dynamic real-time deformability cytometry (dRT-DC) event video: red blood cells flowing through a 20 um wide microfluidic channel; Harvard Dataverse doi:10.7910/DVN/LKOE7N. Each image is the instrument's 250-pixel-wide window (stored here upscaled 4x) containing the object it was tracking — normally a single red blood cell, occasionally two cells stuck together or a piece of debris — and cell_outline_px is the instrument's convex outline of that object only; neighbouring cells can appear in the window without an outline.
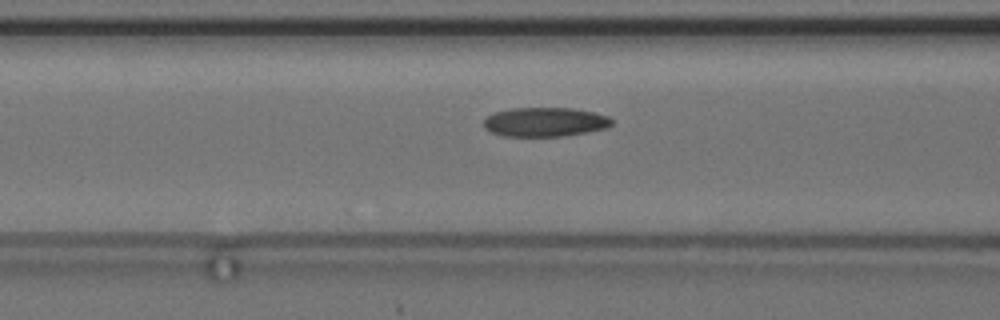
{"species": "common noctule bat (a hibernating species)", "species_latin": "Nyctalus noctula", "temperature_condition": "cold", "stored_images_in_passage": 42, "camera_frame_rate_fps": 3000, "um_per_image_px": 0.085, "animal": {"sex": "female", "body_mass_g": 24.6, "forearm_length_mm": 56.2}, "frame": {"image": 1, "passage_image": 12, "time_ms": 3.667, "image_size_px": [1000, 320], "cell_outline_px": [[612, 124], [608, 128], [564, 136], [504, 136], [492, 132], [484, 128], [484, 120], [488, 116], [496, 112], [512, 108], [572, 108], [592, 112], [608, 116], [612, 120]], "centroid_in_image_um": [46.33, 10.37], "position_along_channel_um": 120.3, "area_um2": 21.68}}
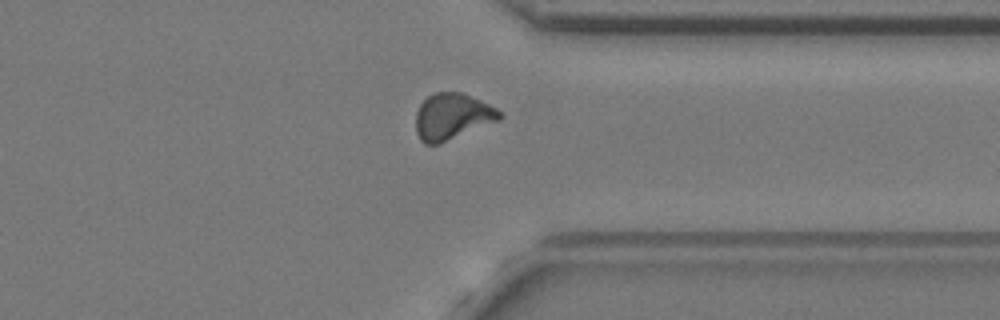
{"frame": {"image": 2, "passage_image": 33, "time_ms": 10.667, "image_size_px": [1000, 320], "cell_outline_px": [[504, 116], [500, 120], [440, 144], [424, 144], [420, 140], [416, 132], [416, 112], [420, 104], [428, 96], [436, 92], [464, 92], [504, 112]], "centroid_in_image_um": [38.46, 9.91], "position_along_channel_um": 372.9, "area_um2": 22.89}}
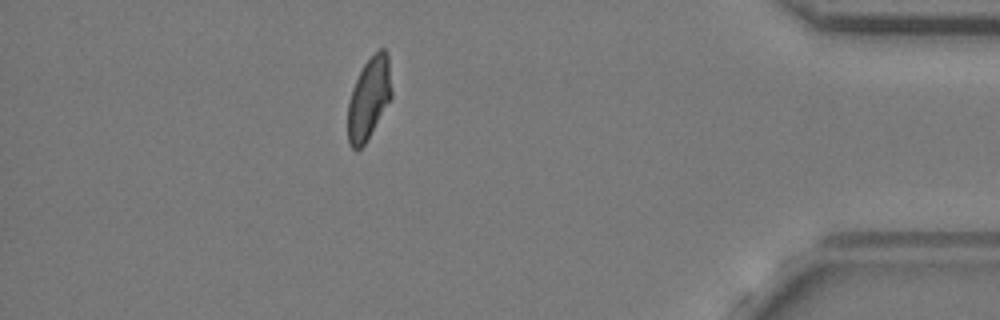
{"frame": {"image": 3, "passage_image": 39, "time_ms": 12.667, "image_size_px": [1000, 320], "cell_outline_px": [[392, 96], [364, 144], [360, 148], [352, 148], [348, 144], [348, 100], [352, 88], [364, 64], [380, 48], [384, 48], [388, 56], [392, 92]], "centroid_in_image_um": [31.35, 8.35], "position_along_channel_um": 403.9, "area_um2": 20.46}}